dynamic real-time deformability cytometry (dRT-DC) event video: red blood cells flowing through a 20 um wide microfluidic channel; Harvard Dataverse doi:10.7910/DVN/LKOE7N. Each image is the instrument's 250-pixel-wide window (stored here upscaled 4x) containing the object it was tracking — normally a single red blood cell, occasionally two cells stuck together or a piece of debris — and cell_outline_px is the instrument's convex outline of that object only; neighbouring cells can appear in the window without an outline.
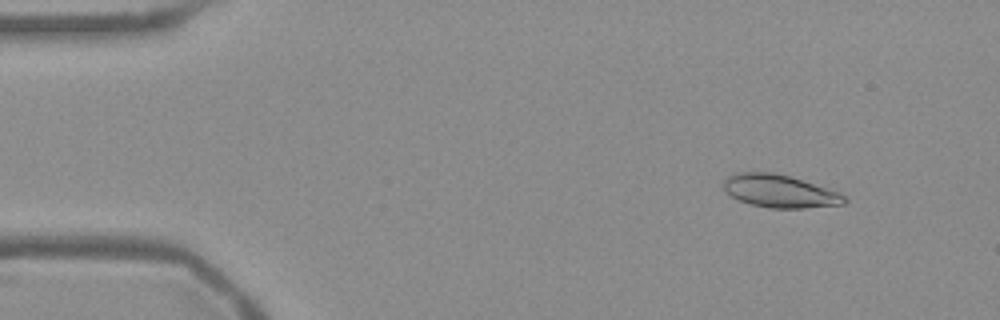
{"species": "Egyptian fruit bat (a non-hibernating species)", "species_latin": "Rousettus aegyptiacus", "temperature_condition": "warm", "stored_images_in_passage": 54, "camera_frame_rate_fps": 3000, "um_per_image_px": 0.085, "frame": {"image": 1, "passage_image": 6, "time_ms": 1.667, "image_size_px": [1000, 320], "cell_outline_px": [[848, 200], [844, 204], [804, 208], [768, 208], [752, 204], [740, 200], [732, 196], [724, 188], [724, 180], [728, 176], [736, 172], [772, 172], [788, 176], [840, 192]], "centroid_in_image_um": [66.29, 16.25], "position_along_channel_um": 18.7, "area_um2": 22.83}}
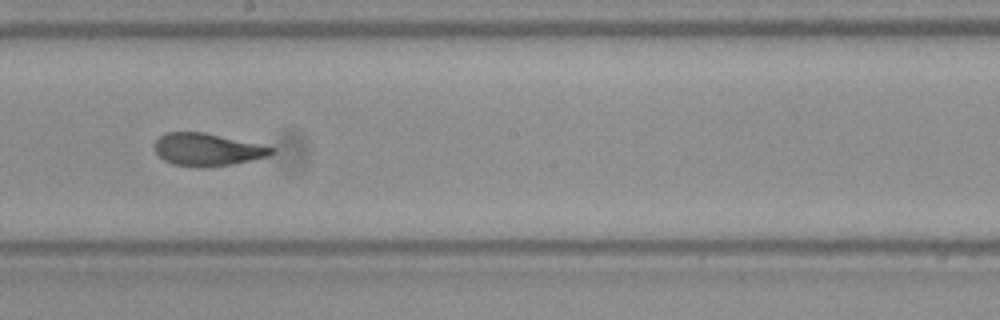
{"frame": {"image": 2, "passage_image": 30, "time_ms": 9.667, "image_size_px": [1000, 320], "cell_outline_px": [[276, 152], [268, 156], [252, 160], [232, 164], [204, 168], [200, 168], [172, 164], [164, 160], [152, 148], [152, 144], [160, 136], [168, 132], [204, 132], [276, 148]], "centroid_in_image_um": [17.59, 12.72], "position_along_channel_um": 230.6, "area_um2": 22.31}}
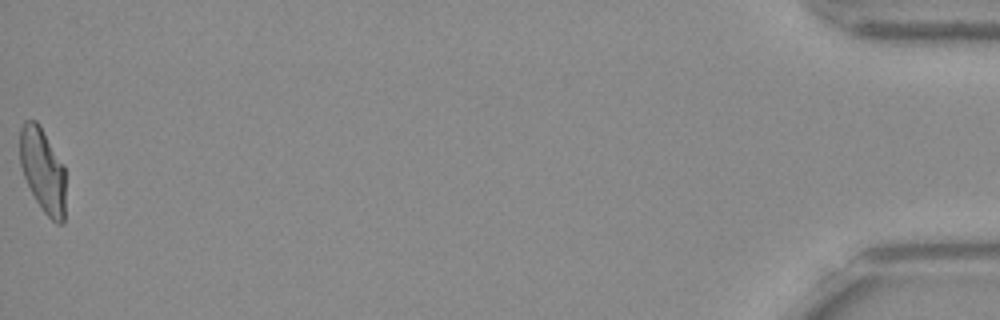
{"frame": {"image": 3, "passage_image": 54, "time_ms": 17.667, "image_size_px": [1000, 320], "cell_outline_px": [[64, 224], [56, 224], [44, 212], [36, 200], [24, 176], [20, 164], [20, 128], [24, 120], [36, 120], [64, 164]], "centroid_in_image_um": [3.63, 14.47], "position_along_channel_um": 431.6, "area_um2": 22.25}, "authors_computed_cell_mechanics": {"area_um2": 22.831, "velocity_mm_per_s": 3.7818, "shape_relaxation_time_tau1_ms": 8.3361, "shape_relaxation_time_tau2_ms": 1.0638, "deformation_change_tau1": 0.2199, "deformation_change_tau2": 0.0815}}